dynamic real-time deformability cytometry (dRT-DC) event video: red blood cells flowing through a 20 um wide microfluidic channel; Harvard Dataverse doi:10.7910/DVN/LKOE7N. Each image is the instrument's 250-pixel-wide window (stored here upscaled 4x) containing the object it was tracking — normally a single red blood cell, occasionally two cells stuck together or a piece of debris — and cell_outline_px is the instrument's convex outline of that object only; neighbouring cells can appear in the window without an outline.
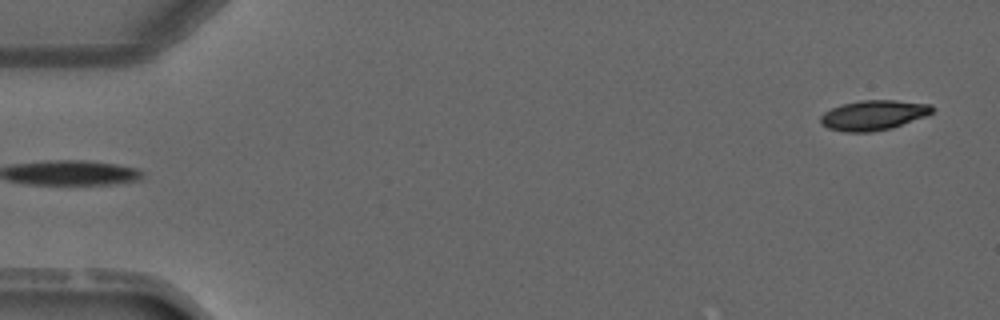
{"species": "common noctule bat (a hibernating species)", "species_latin": "Nyctalus noctula", "temperature_condition": "warm", "stored_images_in_passage": 4, "segment_of_instrument_passage": [2, 2], "camera_frame_rate_fps": 3000, "um_per_image_px": 0.085, "animal": {"sex": "male", "forearm_length_mm": 52.5}, "frame": {"image": 1, "passage_image": 4, "time_ms": 3.667, "image_size_px": [1000, 320], "cell_outline_px": [[936, 108], [932, 112], [924, 116], [892, 128], [872, 132], [844, 132], [828, 128], [820, 124], [820, 116], [824, 112], [840, 104], [860, 100], [892, 100], [932, 104]], "centroid_in_image_um": [74.22, 9.79], "position_along_channel_um": 10.8, "area_um2": 19.59}}